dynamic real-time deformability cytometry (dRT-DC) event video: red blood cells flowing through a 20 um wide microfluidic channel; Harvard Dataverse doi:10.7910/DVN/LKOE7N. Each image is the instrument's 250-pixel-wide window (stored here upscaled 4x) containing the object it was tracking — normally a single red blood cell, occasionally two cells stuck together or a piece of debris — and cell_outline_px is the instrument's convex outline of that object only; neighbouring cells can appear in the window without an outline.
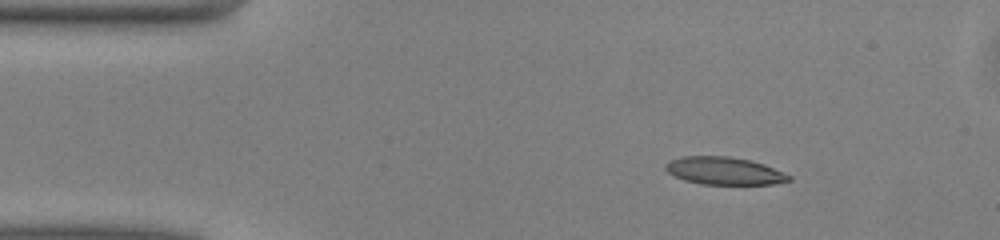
{"species": "common noctule bat (a hibernating species)", "species_latin": "Nyctalus noctula", "temperature_condition": "warm", "stored_images_in_passage": 44, "camera_frame_rate_fps": 3000, "um_per_image_px": 0.085, "animal": {"sex": "male", "body_mass_g": 13.0, "forearm_length_mm": 53.1}, "frame": {"image": 1, "passage_image": 1, "time_ms": 0.0, "image_size_px": [1000, 240], "cell_outline_px": [[792, 180], [772, 184], [700, 184], [684, 180], [668, 172], [664, 168], [664, 164], [668, 160], [680, 156], [728, 156], [752, 160], [764, 164], [792, 176]], "centroid_in_image_um": [61.53, 14.51], "position_along_channel_um": 23.5, "area_um2": 20.0}}
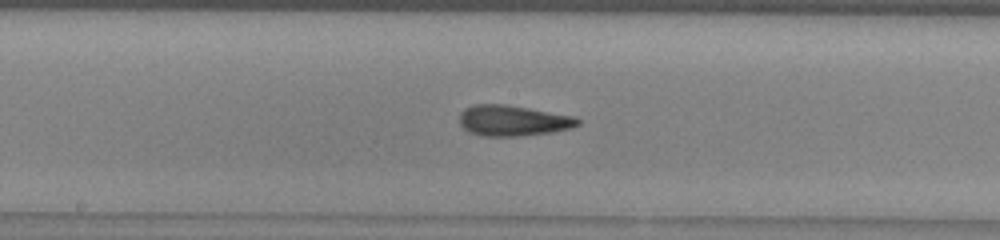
{"frame": {"image": 2, "passage_image": 19, "time_ms": 6.0, "image_size_px": [1000, 240], "cell_outline_px": [[580, 124], [572, 128], [552, 132], [520, 136], [480, 136], [464, 128], [460, 124], [460, 112], [464, 108], [472, 104], [504, 104], [576, 116], [580, 120]], "centroid_in_image_um": [43.61, 10.25], "position_along_channel_um": 204.6, "area_um2": 21.27}}
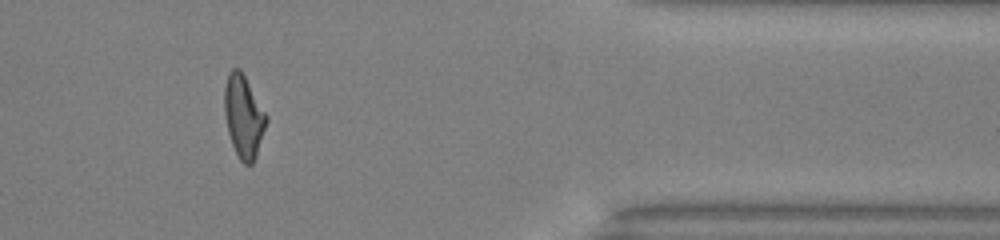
{"frame": {"image": 3, "passage_image": 35, "time_ms": 11.333, "image_size_px": [1000, 240], "cell_outline_px": [[268, 120], [256, 156], [252, 164], [244, 164], [240, 160], [232, 144], [228, 132], [224, 112], [224, 84], [228, 72], [232, 68], [240, 68], [268, 116]], "centroid_in_image_um": [20.7, 9.87], "position_along_channel_um": 390.7, "area_um2": 20.23}, "authors_computed_cell_mechanics": {"area_um2": 20.2878, "velocity_mm_per_s": 4.0756, "shape_relaxation_time_tau1_ms": 5.8647, "shape_relaxation_time_tau2_ms": 2.1864, "deformation_change_tau1": 0.2175, "deformation_change_tau2": 0.1263}}